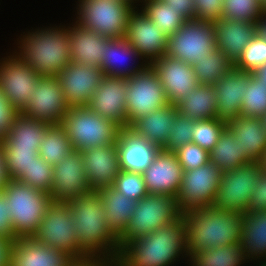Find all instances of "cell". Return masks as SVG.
Instances as JSON below:
<instances>
[{
  "label": "cell",
  "instance_id": "19",
  "mask_svg": "<svg viewBox=\"0 0 266 266\" xmlns=\"http://www.w3.org/2000/svg\"><path fill=\"white\" fill-rule=\"evenodd\" d=\"M126 93L127 78L104 75L87 107L121 128H127Z\"/></svg>",
  "mask_w": 266,
  "mask_h": 266
},
{
  "label": "cell",
  "instance_id": "7",
  "mask_svg": "<svg viewBox=\"0 0 266 266\" xmlns=\"http://www.w3.org/2000/svg\"><path fill=\"white\" fill-rule=\"evenodd\" d=\"M76 23L108 39L124 38L135 7L122 0H79Z\"/></svg>",
  "mask_w": 266,
  "mask_h": 266
},
{
  "label": "cell",
  "instance_id": "55",
  "mask_svg": "<svg viewBox=\"0 0 266 266\" xmlns=\"http://www.w3.org/2000/svg\"><path fill=\"white\" fill-rule=\"evenodd\" d=\"M13 242L0 237V266H9L10 251Z\"/></svg>",
  "mask_w": 266,
  "mask_h": 266
},
{
  "label": "cell",
  "instance_id": "57",
  "mask_svg": "<svg viewBox=\"0 0 266 266\" xmlns=\"http://www.w3.org/2000/svg\"><path fill=\"white\" fill-rule=\"evenodd\" d=\"M262 84L266 86V63L252 73Z\"/></svg>",
  "mask_w": 266,
  "mask_h": 266
},
{
  "label": "cell",
  "instance_id": "32",
  "mask_svg": "<svg viewBox=\"0 0 266 266\" xmlns=\"http://www.w3.org/2000/svg\"><path fill=\"white\" fill-rule=\"evenodd\" d=\"M50 125L18 113L1 148H39Z\"/></svg>",
  "mask_w": 266,
  "mask_h": 266
},
{
  "label": "cell",
  "instance_id": "36",
  "mask_svg": "<svg viewBox=\"0 0 266 266\" xmlns=\"http://www.w3.org/2000/svg\"><path fill=\"white\" fill-rule=\"evenodd\" d=\"M189 258L192 266H240L246 261L241 242L205 249Z\"/></svg>",
  "mask_w": 266,
  "mask_h": 266
},
{
  "label": "cell",
  "instance_id": "47",
  "mask_svg": "<svg viewBox=\"0 0 266 266\" xmlns=\"http://www.w3.org/2000/svg\"><path fill=\"white\" fill-rule=\"evenodd\" d=\"M194 121L195 120L191 118L177 113L174 118L173 127L171 128V134L168 137L166 145L162 149L168 152H175L181 146L192 143Z\"/></svg>",
  "mask_w": 266,
  "mask_h": 266
},
{
  "label": "cell",
  "instance_id": "61",
  "mask_svg": "<svg viewBox=\"0 0 266 266\" xmlns=\"http://www.w3.org/2000/svg\"><path fill=\"white\" fill-rule=\"evenodd\" d=\"M261 120L263 122V126H264L265 131H266V114L261 117Z\"/></svg>",
  "mask_w": 266,
  "mask_h": 266
},
{
  "label": "cell",
  "instance_id": "1",
  "mask_svg": "<svg viewBox=\"0 0 266 266\" xmlns=\"http://www.w3.org/2000/svg\"><path fill=\"white\" fill-rule=\"evenodd\" d=\"M67 203L73 213L79 251L86 258L117 259L120 250L119 239L107 226L99 191L91 190Z\"/></svg>",
  "mask_w": 266,
  "mask_h": 266
},
{
  "label": "cell",
  "instance_id": "38",
  "mask_svg": "<svg viewBox=\"0 0 266 266\" xmlns=\"http://www.w3.org/2000/svg\"><path fill=\"white\" fill-rule=\"evenodd\" d=\"M198 84L213 85L221 79L233 64L226 58L225 53L217 47L192 64Z\"/></svg>",
  "mask_w": 266,
  "mask_h": 266
},
{
  "label": "cell",
  "instance_id": "29",
  "mask_svg": "<svg viewBox=\"0 0 266 266\" xmlns=\"http://www.w3.org/2000/svg\"><path fill=\"white\" fill-rule=\"evenodd\" d=\"M177 113L176 106L169 104L138 118L129 128L138 136L162 149L171 134V128Z\"/></svg>",
  "mask_w": 266,
  "mask_h": 266
},
{
  "label": "cell",
  "instance_id": "13",
  "mask_svg": "<svg viewBox=\"0 0 266 266\" xmlns=\"http://www.w3.org/2000/svg\"><path fill=\"white\" fill-rule=\"evenodd\" d=\"M222 171L212 162L189 171H183L179 193L176 197L181 212L214 203Z\"/></svg>",
  "mask_w": 266,
  "mask_h": 266
},
{
  "label": "cell",
  "instance_id": "20",
  "mask_svg": "<svg viewBox=\"0 0 266 266\" xmlns=\"http://www.w3.org/2000/svg\"><path fill=\"white\" fill-rule=\"evenodd\" d=\"M142 174L149 194L177 197L183 169L175 152L160 149L151 165Z\"/></svg>",
  "mask_w": 266,
  "mask_h": 266
},
{
  "label": "cell",
  "instance_id": "28",
  "mask_svg": "<svg viewBox=\"0 0 266 266\" xmlns=\"http://www.w3.org/2000/svg\"><path fill=\"white\" fill-rule=\"evenodd\" d=\"M244 153L252 160L260 162L266 151V131L261 118L238 116L226 128Z\"/></svg>",
  "mask_w": 266,
  "mask_h": 266
},
{
  "label": "cell",
  "instance_id": "34",
  "mask_svg": "<svg viewBox=\"0 0 266 266\" xmlns=\"http://www.w3.org/2000/svg\"><path fill=\"white\" fill-rule=\"evenodd\" d=\"M241 244L246 259L266 258V210L243 214Z\"/></svg>",
  "mask_w": 266,
  "mask_h": 266
},
{
  "label": "cell",
  "instance_id": "26",
  "mask_svg": "<svg viewBox=\"0 0 266 266\" xmlns=\"http://www.w3.org/2000/svg\"><path fill=\"white\" fill-rule=\"evenodd\" d=\"M216 47L234 65L243 49L258 32V24L220 18L213 22Z\"/></svg>",
  "mask_w": 266,
  "mask_h": 266
},
{
  "label": "cell",
  "instance_id": "5",
  "mask_svg": "<svg viewBox=\"0 0 266 266\" xmlns=\"http://www.w3.org/2000/svg\"><path fill=\"white\" fill-rule=\"evenodd\" d=\"M2 191L10 207L15 237L17 239L34 237L48 206L52 203L51 196L11 179L6 182Z\"/></svg>",
  "mask_w": 266,
  "mask_h": 266
},
{
  "label": "cell",
  "instance_id": "52",
  "mask_svg": "<svg viewBox=\"0 0 266 266\" xmlns=\"http://www.w3.org/2000/svg\"><path fill=\"white\" fill-rule=\"evenodd\" d=\"M7 200L5 198L4 192L0 191V237L5 239H10L12 242L17 238L15 237L11 212L9 211Z\"/></svg>",
  "mask_w": 266,
  "mask_h": 266
},
{
  "label": "cell",
  "instance_id": "10",
  "mask_svg": "<svg viewBox=\"0 0 266 266\" xmlns=\"http://www.w3.org/2000/svg\"><path fill=\"white\" fill-rule=\"evenodd\" d=\"M73 213L67 202H56L48 206L34 238L50 248L69 254L74 260L85 259L79 251Z\"/></svg>",
  "mask_w": 266,
  "mask_h": 266
},
{
  "label": "cell",
  "instance_id": "62",
  "mask_svg": "<svg viewBox=\"0 0 266 266\" xmlns=\"http://www.w3.org/2000/svg\"><path fill=\"white\" fill-rule=\"evenodd\" d=\"M122 1L129 2V3H131L132 5H134L133 3H135L134 0H122ZM135 1H137V0H135ZM138 1H139V0H138Z\"/></svg>",
  "mask_w": 266,
  "mask_h": 266
},
{
  "label": "cell",
  "instance_id": "58",
  "mask_svg": "<svg viewBox=\"0 0 266 266\" xmlns=\"http://www.w3.org/2000/svg\"><path fill=\"white\" fill-rule=\"evenodd\" d=\"M258 32L266 39V12L259 21Z\"/></svg>",
  "mask_w": 266,
  "mask_h": 266
},
{
  "label": "cell",
  "instance_id": "14",
  "mask_svg": "<svg viewBox=\"0 0 266 266\" xmlns=\"http://www.w3.org/2000/svg\"><path fill=\"white\" fill-rule=\"evenodd\" d=\"M69 108L59 79L40 76L31 98L20 113L49 125H58Z\"/></svg>",
  "mask_w": 266,
  "mask_h": 266
},
{
  "label": "cell",
  "instance_id": "24",
  "mask_svg": "<svg viewBox=\"0 0 266 266\" xmlns=\"http://www.w3.org/2000/svg\"><path fill=\"white\" fill-rule=\"evenodd\" d=\"M249 83V73L231 68L213 84L217 95V118L228 124L241 115L243 95Z\"/></svg>",
  "mask_w": 266,
  "mask_h": 266
},
{
  "label": "cell",
  "instance_id": "60",
  "mask_svg": "<svg viewBox=\"0 0 266 266\" xmlns=\"http://www.w3.org/2000/svg\"><path fill=\"white\" fill-rule=\"evenodd\" d=\"M261 7L266 12V0H259Z\"/></svg>",
  "mask_w": 266,
  "mask_h": 266
},
{
  "label": "cell",
  "instance_id": "45",
  "mask_svg": "<svg viewBox=\"0 0 266 266\" xmlns=\"http://www.w3.org/2000/svg\"><path fill=\"white\" fill-rule=\"evenodd\" d=\"M6 171L11 180H17L38 156L39 148H1Z\"/></svg>",
  "mask_w": 266,
  "mask_h": 266
},
{
  "label": "cell",
  "instance_id": "18",
  "mask_svg": "<svg viewBox=\"0 0 266 266\" xmlns=\"http://www.w3.org/2000/svg\"><path fill=\"white\" fill-rule=\"evenodd\" d=\"M124 38L136 49L141 60L146 58L147 64L166 54L168 37L143 11L138 13L134 10L131 13Z\"/></svg>",
  "mask_w": 266,
  "mask_h": 266
},
{
  "label": "cell",
  "instance_id": "17",
  "mask_svg": "<svg viewBox=\"0 0 266 266\" xmlns=\"http://www.w3.org/2000/svg\"><path fill=\"white\" fill-rule=\"evenodd\" d=\"M103 76V71L99 67L82 65L72 61L65 66L57 78L64 91L68 106L87 107Z\"/></svg>",
  "mask_w": 266,
  "mask_h": 266
},
{
  "label": "cell",
  "instance_id": "50",
  "mask_svg": "<svg viewBox=\"0 0 266 266\" xmlns=\"http://www.w3.org/2000/svg\"><path fill=\"white\" fill-rule=\"evenodd\" d=\"M195 18L216 21L222 18L223 0H195Z\"/></svg>",
  "mask_w": 266,
  "mask_h": 266
},
{
  "label": "cell",
  "instance_id": "23",
  "mask_svg": "<svg viewBox=\"0 0 266 266\" xmlns=\"http://www.w3.org/2000/svg\"><path fill=\"white\" fill-rule=\"evenodd\" d=\"M73 261L66 252L50 248L31 237L13 241L9 266H69Z\"/></svg>",
  "mask_w": 266,
  "mask_h": 266
},
{
  "label": "cell",
  "instance_id": "48",
  "mask_svg": "<svg viewBox=\"0 0 266 266\" xmlns=\"http://www.w3.org/2000/svg\"><path fill=\"white\" fill-rule=\"evenodd\" d=\"M175 153L183 171L199 168L209 162V151L195 143H187Z\"/></svg>",
  "mask_w": 266,
  "mask_h": 266
},
{
  "label": "cell",
  "instance_id": "41",
  "mask_svg": "<svg viewBox=\"0 0 266 266\" xmlns=\"http://www.w3.org/2000/svg\"><path fill=\"white\" fill-rule=\"evenodd\" d=\"M264 14L259 0H223L222 18L259 24Z\"/></svg>",
  "mask_w": 266,
  "mask_h": 266
},
{
  "label": "cell",
  "instance_id": "51",
  "mask_svg": "<svg viewBox=\"0 0 266 266\" xmlns=\"http://www.w3.org/2000/svg\"><path fill=\"white\" fill-rule=\"evenodd\" d=\"M18 113L6 99L0 88V141L8 135L14 118Z\"/></svg>",
  "mask_w": 266,
  "mask_h": 266
},
{
  "label": "cell",
  "instance_id": "25",
  "mask_svg": "<svg viewBox=\"0 0 266 266\" xmlns=\"http://www.w3.org/2000/svg\"><path fill=\"white\" fill-rule=\"evenodd\" d=\"M120 170L143 173L153 162L160 147L138 136L130 128H122L116 142Z\"/></svg>",
  "mask_w": 266,
  "mask_h": 266
},
{
  "label": "cell",
  "instance_id": "9",
  "mask_svg": "<svg viewBox=\"0 0 266 266\" xmlns=\"http://www.w3.org/2000/svg\"><path fill=\"white\" fill-rule=\"evenodd\" d=\"M169 105L164 87L152 66L147 64L132 77H127V128L138 118Z\"/></svg>",
  "mask_w": 266,
  "mask_h": 266
},
{
  "label": "cell",
  "instance_id": "35",
  "mask_svg": "<svg viewBox=\"0 0 266 266\" xmlns=\"http://www.w3.org/2000/svg\"><path fill=\"white\" fill-rule=\"evenodd\" d=\"M252 160L241 149L235 137L225 129L219 136L217 144L209 151V162L222 172L232 170Z\"/></svg>",
  "mask_w": 266,
  "mask_h": 266
},
{
  "label": "cell",
  "instance_id": "4",
  "mask_svg": "<svg viewBox=\"0 0 266 266\" xmlns=\"http://www.w3.org/2000/svg\"><path fill=\"white\" fill-rule=\"evenodd\" d=\"M21 42V44H20ZM18 54L40 76H58L71 62L68 28H46L23 36Z\"/></svg>",
  "mask_w": 266,
  "mask_h": 266
},
{
  "label": "cell",
  "instance_id": "16",
  "mask_svg": "<svg viewBox=\"0 0 266 266\" xmlns=\"http://www.w3.org/2000/svg\"><path fill=\"white\" fill-rule=\"evenodd\" d=\"M91 191L85 174L81 152L73 150L53 166V182L49 192L52 201L68 202Z\"/></svg>",
  "mask_w": 266,
  "mask_h": 266
},
{
  "label": "cell",
  "instance_id": "43",
  "mask_svg": "<svg viewBox=\"0 0 266 266\" xmlns=\"http://www.w3.org/2000/svg\"><path fill=\"white\" fill-rule=\"evenodd\" d=\"M17 181L49 194L53 182V166L38 155Z\"/></svg>",
  "mask_w": 266,
  "mask_h": 266
},
{
  "label": "cell",
  "instance_id": "40",
  "mask_svg": "<svg viewBox=\"0 0 266 266\" xmlns=\"http://www.w3.org/2000/svg\"><path fill=\"white\" fill-rule=\"evenodd\" d=\"M241 116L261 118L266 114V86L252 73H249V83L243 95Z\"/></svg>",
  "mask_w": 266,
  "mask_h": 266
},
{
  "label": "cell",
  "instance_id": "53",
  "mask_svg": "<svg viewBox=\"0 0 266 266\" xmlns=\"http://www.w3.org/2000/svg\"><path fill=\"white\" fill-rule=\"evenodd\" d=\"M168 4L169 7L173 8L175 11L179 12L185 20L195 18V0H161Z\"/></svg>",
  "mask_w": 266,
  "mask_h": 266
},
{
  "label": "cell",
  "instance_id": "6",
  "mask_svg": "<svg viewBox=\"0 0 266 266\" xmlns=\"http://www.w3.org/2000/svg\"><path fill=\"white\" fill-rule=\"evenodd\" d=\"M60 125L72 143L74 150L115 144L121 127L104 119L88 107H70Z\"/></svg>",
  "mask_w": 266,
  "mask_h": 266
},
{
  "label": "cell",
  "instance_id": "33",
  "mask_svg": "<svg viewBox=\"0 0 266 266\" xmlns=\"http://www.w3.org/2000/svg\"><path fill=\"white\" fill-rule=\"evenodd\" d=\"M131 57H135V60L136 58L138 59V57L139 59L141 58L136 49L125 38L108 39L105 42L104 56H102L100 69L103 71V74L107 76L132 77L142 70L147 63H144V66L142 64L141 66L133 68H128V66L127 68L126 66L124 67L121 61L123 60L125 62L126 59Z\"/></svg>",
  "mask_w": 266,
  "mask_h": 266
},
{
  "label": "cell",
  "instance_id": "8",
  "mask_svg": "<svg viewBox=\"0 0 266 266\" xmlns=\"http://www.w3.org/2000/svg\"><path fill=\"white\" fill-rule=\"evenodd\" d=\"M181 217L176 198L163 194H148L137 201V206L124 235L119 239L120 248L130 240L167 226Z\"/></svg>",
  "mask_w": 266,
  "mask_h": 266
},
{
  "label": "cell",
  "instance_id": "22",
  "mask_svg": "<svg viewBox=\"0 0 266 266\" xmlns=\"http://www.w3.org/2000/svg\"><path fill=\"white\" fill-rule=\"evenodd\" d=\"M91 190L112 187L120 170L117 145L96 146L80 151Z\"/></svg>",
  "mask_w": 266,
  "mask_h": 266
},
{
  "label": "cell",
  "instance_id": "3",
  "mask_svg": "<svg viewBox=\"0 0 266 266\" xmlns=\"http://www.w3.org/2000/svg\"><path fill=\"white\" fill-rule=\"evenodd\" d=\"M186 253L185 224L180 217L152 233L124 244L117 266H169Z\"/></svg>",
  "mask_w": 266,
  "mask_h": 266
},
{
  "label": "cell",
  "instance_id": "44",
  "mask_svg": "<svg viewBox=\"0 0 266 266\" xmlns=\"http://www.w3.org/2000/svg\"><path fill=\"white\" fill-rule=\"evenodd\" d=\"M226 128L227 124L218 118L194 121L192 143L210 151Z\"/></svg>",
  "mask_w": 266,
  "mask_h": 266
},
{
  "label": "cell",
  "instance_id": "54",
  "mask_svg": "<svg viewBox=\"0 0 266 266\" xmlns=\"http://www.w3.org/2000/svg\"><path fill=\"white\" fill-rule=\"evenodd\" d=\"M69 266H117V259L110 257H88L74 260Z\"/></svg>",
  "mask_w": 266,
  "mask_h": 266
},
{
  "label": "cell",
  "instance_id": "39",
  "mask_svg": "<svg viewBox=\"0 0 266 266\" xmlns=\"http://www.w3.org/2000/svg\"><path fill=\"white\" fill-rule=\"evenodd\" d=\"M144 2L145 6L140 11H143L168 38L183 25L185 19L163 1L143 0Z\"/></svg>",
  "mask_w": 266,
  "mask_h": 266
},
{
  "label": "cell",
  "instance_id": "21",
  "mask_svg": "<svg viewBox=\"0 0 266 266\" xmlns=\"http://www.w3.org/2000/svg\"><path fill=\"white\" fill-rule=\"evenodd\" d=\"M169 104L175 105L198 85L193 66L164 55L152 63Z\"/></svg>",
  "mask_w": 266,
  "mask_h": 266
},
{
  "label": "cell",
  "instance_id": "59",
  "mask_svg": "<svg viewBox=\"0 0 266 266\" xmlns=\"http://www.w3.org/2000/svg\"><path fill=\"white\" fill-rule=\"evenodd\" d=\"M260 164L262 165V169L266 172V151L264 152V155L260 161Z\"/></svg>",
  "mask_w": 266,
  "mask_h": 266
},
{
  "label": "cell",
  "instance_id": "11",
  "mask_svg": "<svg viewBox=\"0 0 266 266\" xmlns=\"http://www.w3.org/2000/svg\"><path fill=\"white\" fill-rule=\"evenodd\" d=\"M216 48L212 21L185 20L183 25L168 38L165 55L192 65Z\"/></svg>",
  "mask_w": 266,
  "mask_h": 266
},
{
  "label": "cell",
  "instance_id": "2",
  "mask_svg": "<svg viewBox=\"0 0 266 266\" xmlns=\"http://www.w3.org/2000/svg\"><path fill=\"white\" fill-rule=\"evenodd\" d=\"M243 214L201 207L181 212L187 256L205 249L241 242Z\"/></svg>",
  "mask_w": 266,
  "mask_h": 266
},
{
  "label": "cell",
  "instance_id": "49",
  "mask_svg": "<svg viewBox=\"0 0 266 266\" xmlns=\"http://www.w3.org/2000/svg\"><path fill=\"white\" fill-rule=\"evenodd\" d=\"M266 210V172L261 171L259 178L253 185V191L244 213L260 212Z\"/></svg>",
  "mask_w": 266,
  "mask_h": 266
},
{
  "label": "cell",
  "instance_id": "42",
  "mask_svg": "<svg viewBox=\"0 0 266 266\" xmlns=\"http://www.w3.org/2000/svg\"><path fill=\"white\" fill-rule=\"evenodd\" d=\"M266 63V39L257 32L248 45L243 49L234 68L254 73L258 68Z\"/></svg>",
  "mask_w": 266,
  "mask_h": 266
},
{
  "label": "cell",
  "instance_id": "37",
  "mask_svg": "<svg viewBox=\"0 0 266 266\" xmlns=\"http://www.w3.org/2000/svg\"><path fill=\"white\" fill-rule=\"evenodd\" d=\"M73 150L72 143L63 127L60 124L50 125L41 141L38 155L51 166H54Z\"/></svg>",
  "mask_w": 266,
  "mask_h": 266
},
{
  "label": "cell",
  "instance_id": "56",
  "mask_svg": "<svg viewBox=\"0 0 266 266\" xmlns=\"http://www.w3.org/2000/svg\"><path fill=\"white\" fill-rule=\"evenodd\" d=\"M8 180L9 176L6 171L5 159L0 146V191L3 189L4 185Z\"/></svg>",
  "mask_w": 266,
  "mask_h": 266
},
{
  "label": "cell",
  "instance_id": "31",
  "mask_svg": "<svg viewBox=\"0 0 266 266\" xmlns=\"http://www.w3.org/2000/svg\"><path fill=\"white\" fill-rule=\"evenodd\" d=\"M175 106L178 113L195 121L217 118V95L210 84H198Z\"/></svg>",
  "mask_w": 266,
  "mask_h": 266
},
{
  "label": "cell",
  "instance_id": "30",
  "mask_svg": "<svg viewBox=\"0 0 266 266\" xmlns=\"http://www.w3.org/2000/svg\"><path fill=\"white\" fill-rule=\"evenodd\" d=\"M104 206V216L110 231L120 239L132 218L137 201L129 199L113 187L98 190Z\"/></svg>",
  "mask_w": 266,
  "mask_h": 266
},
{
  "label": "cell",
  "instance_id": "15",
  "mask_svg": "<svg viewBox=\"0 0 266 266\" xmlns=\"http://www.w3.org/2000/svg\"><path fill=\"white\" fill-rule=\"evenodd\" d=\"M3 60L0 62V88L9 103L20 113L31 98L40 75L19 55H11Z\"/></svg>",
  "mask_w": 266,
  "mask_h": 266
},
{
  "label": "cell",
  "instance_id": "27",
  "mask_svg": "<svg viewBox=\"0 0 266 266\" xmlns=\"http://www.w3.org/2000/svg\"><path fill=\"white\" fill-rule=\"evenodd\" d=\"M70 40V56L74 63L99 67L104 56L105 42L108 38L88 30L78 23L68 27Z\"/></svg>",
  "mask_w": 266,
  "mask_h": 266
},
{
  "label": "cell",
  "instance_id": "12",
  "mask_svg": "<svg viewBox=\"0 0 266 266\" xmlns=\"http://www.w3.org/2000/svg\"><path fill=\"white\" fill-rule=\"evenodd\" d=\"M260 162L251 161L221 173L213 208L244 213L253 191V185L262 171Z\"/></svg>",
  "mask_w": 266,
  "mask_h": 266
},
{
  "label": "cell",
  "instance_id": "46",
  "mask_svg": "<svg viewBox=\"0 0 266 266\" xmlns=\"http://www.w3.org/2000/svg\"><path fill=\"white\" fill-rule=\"evenodd\" d=\"M112 187L135 201H139L149 194L146 190L143 174L140 172L121 170L115 178Z\"/></svg>",
  "mask_w": 266,
  "mask_h": 266
}]
</instances>
